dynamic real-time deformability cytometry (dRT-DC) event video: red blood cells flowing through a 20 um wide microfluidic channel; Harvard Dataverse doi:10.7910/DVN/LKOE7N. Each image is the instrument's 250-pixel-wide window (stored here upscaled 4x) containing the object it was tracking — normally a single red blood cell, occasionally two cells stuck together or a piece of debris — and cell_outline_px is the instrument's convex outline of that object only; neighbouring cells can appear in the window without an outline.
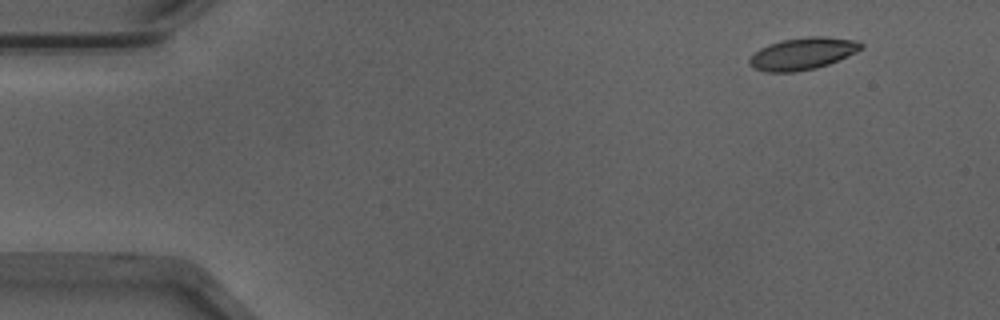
{"species": "Egyptian fruit bat (a non-hibernating species)", "species_latin": "Rousettus aegyptiacus", "temperature_condition": "warm", "stored_images_in_passage": 49, "camera_frame_rate_fps": 3000, "um_per_image_px": 0.085, "animal": {"sex": "male"}, "frame": {"image": 1, "passage_image": 1, "time_ms": 0.0, "image_size_px": [1000, 320], "cell_outline_px": [[864, 48], [848, 56], [828, 64], [816, 68], [796, 72], [768, 72], [752, 68], [748, 64], [748, 60], [760, 48], [768, 44], [784, 40], [808, 36], [828, 36], [856, 40], [864, 44]], "centroid_in_image_um": [68.25, 4.56], "position_along_channel_um": 16.8, "area_um2": 20.98}}
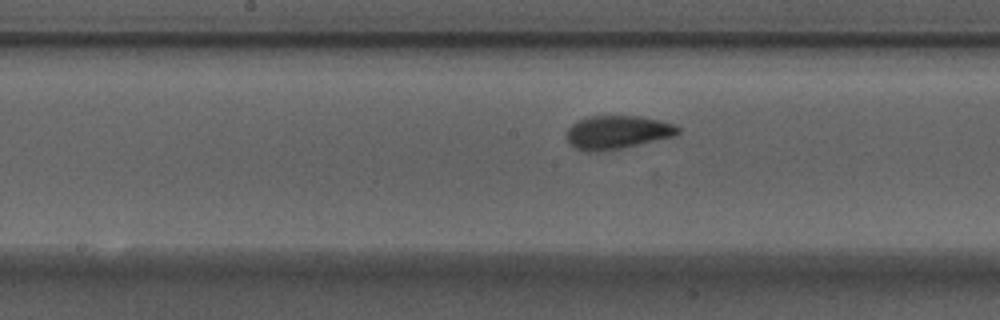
{"frame": {"image": 2, "passage_image": 23, "time_ms": 7.333, "image_size_px": [1000, 320], "cell_outline_px": [[680, 132], [676, 136], [620, 148], [600, 152], [584, 152], [568, 144], [564, 136], [568, 128], [572, 124], [584, 116], [640, 116], [660, 120], [676, 124], [680, 128]], "centroid_in_image_um": [52.43, 11.24], "position_along_channel_um": 195.8, "area_um2": 22.14}}
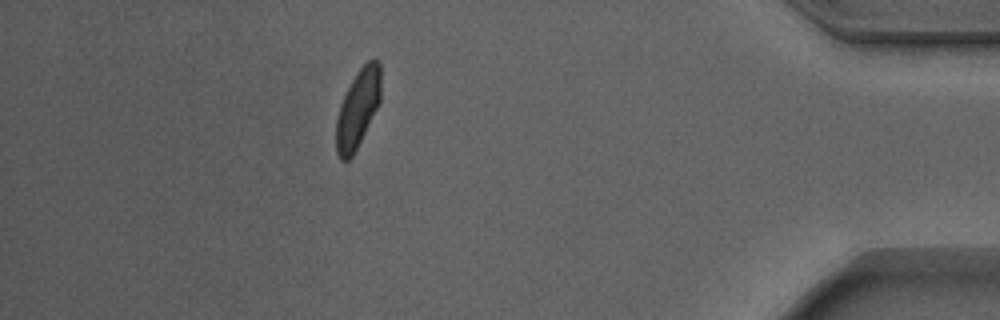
{"frame": {"image": 3, "passage_image": 43, "time_ms": 14.0, "image_size_px": [1000, 320], "cell_outline_px": [[380, 104], [352, 156], [348, 160], [340, 160], [336, 152], [336, 120], [340, 104], [356, 72], [372, 56], [376, 56], [380, 60]], "centroid_in_image_um": [30.43, 9.19], "position_along_channel_um": 404.8, "area_um2": 20.52}, "authors_computed_cell_mechanics": {"area_um2": 20.9814, "velocity_mm_per_s": 3.8873, "shape_relaxation_time_tau1_ms": 6.0863, "shape_relaxation_time_tau2_ms": 1.1234, "deformation_change_tau1": 0.2082, "deformation_change_tau2": 0.0576}}